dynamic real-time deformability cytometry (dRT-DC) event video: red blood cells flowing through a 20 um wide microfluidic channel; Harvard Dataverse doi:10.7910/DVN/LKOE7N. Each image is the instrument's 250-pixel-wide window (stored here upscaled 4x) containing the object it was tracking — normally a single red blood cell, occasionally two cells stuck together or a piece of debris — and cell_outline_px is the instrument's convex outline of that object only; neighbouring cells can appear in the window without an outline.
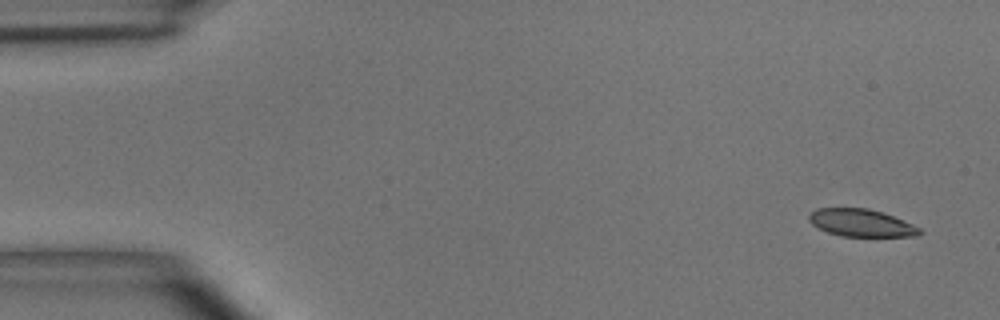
{"species": "common noctule bat (a hibernating species)", "species_latin": "Nyctalus noctula", "temperature_condition": "room temperature", "stored_images_in_passage": 6, "camera_frame_rate_fps": 3000, "um_per_image_px": 0.085, "animal": {"sex": "male", "body_mass_g": 15.6}, "frame": {"image": 1, "passage_image": 1, "time_ms": 0.0, "image_size_px": [1000, 320], "cell_outline_px": [[924, 232], [920, 236], [840, 236], [828, 232], [812, 224], [808, 220], [808, 212], [816, 208], [868, 208], [884, 212], [912, 224], [920, 228]], "centroid_in_image_um": [73.2, 18.94], "position_along_channel_um": 11.8, "area_um2": 17.86}}
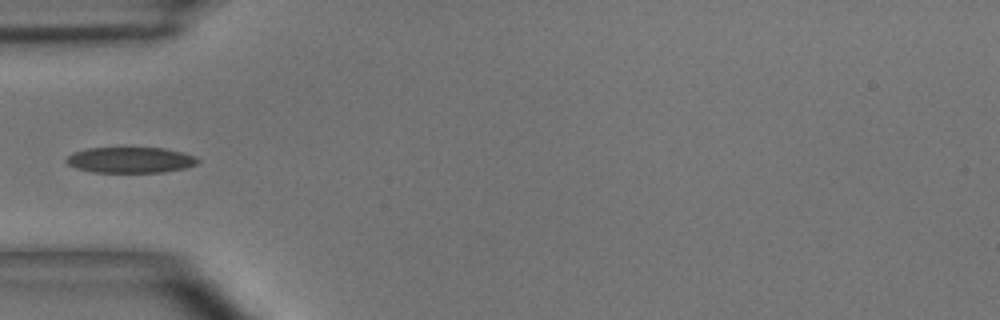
{"frame": {"image": 2, "passage_image": 5, "time_ms": 4.667, "image_size_px": [1000, 320], "cell_outline_px": [[200, 160], [196, 164], [184, 168], [160, 172], [92, 172], [76, 168], [68, 164], [64, 160], [72, 152], [88, 148], [164, 148], [196, 156]], "centroid_in_image_um": [11.05, 13.59], "position_along_channel_um": 73.9, "area_um2": 19.65}}
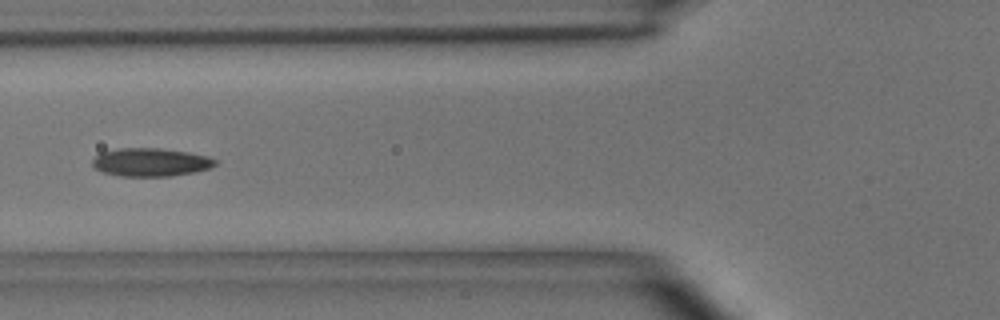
{"frame": {"image": 3, "passage_image": 6, "time_ms": 5.667, "image_size_px": [1000, 320], "cell_outline_px": [[216, 164], [208, 168], [196, 172], [172, 176], [120, 176], [104, 172], [96, 168], [92, 164], [92, 160], [100, 152], [120, 148], [160, 148], [188, 152], [208, 156], [216, 160]], "centroid_in_image_um": [12.81, 13.78], "position_along_channel_um": 113.0, "area_um2": 20.17}}